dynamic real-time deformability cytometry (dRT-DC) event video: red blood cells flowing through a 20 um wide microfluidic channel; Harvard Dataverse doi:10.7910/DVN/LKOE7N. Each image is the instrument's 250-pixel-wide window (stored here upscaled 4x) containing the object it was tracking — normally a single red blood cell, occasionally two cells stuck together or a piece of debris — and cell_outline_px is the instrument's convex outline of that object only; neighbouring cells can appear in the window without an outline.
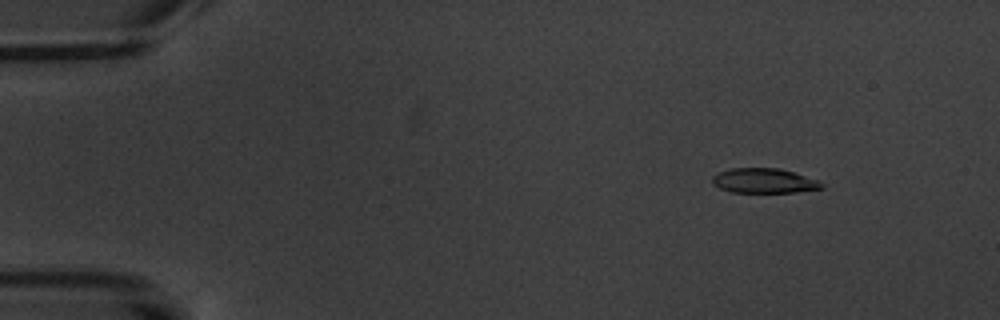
{"species": "common noctule bat (a hibernating species)", "species_latin": "Nyctalus noctula", "temperature_condition": "warm", "stored_images_in_passage": 4, "camera_frame_rate_fps": 3000, "um_per_image_px": 0.085, "animal": {"sex": "male", "body_mass_g": 20.1, "forearm_length_mm": 53.5}, "frame": {"image": 1, "passage_image": 1, "time_ms": 0.0, "image_size_px": [1000, 320], "cell_outline_px": [[824, 188], [796, 192], [732, 192], [720, 188], [712, 184], [712, 176], [720, 172], [732, 168], [780, 168], [820, 180], [824, 184]], "centroid_in_image_um": [64.98, 15.36], "position_along_channel_um": 20.0, "area_um2": 15.84}}
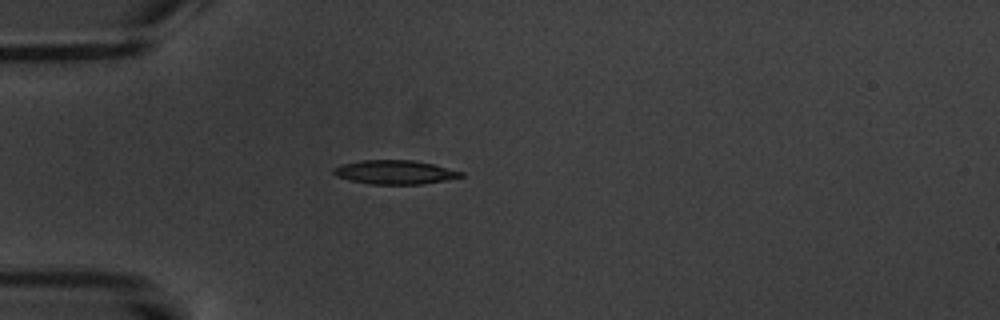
{"frame": {"image": 2, "passage_image": 4, "time_ms": 3.333, "image_size_px": [1000, 320], "cell_outline_px": [[464, 176], [444, 180], [420, 184], [372, 184], [352, 180], [336, 176], [332, 172], [332, 168], [340, 164], [360, 160], [412, 160], [432, 164], [464, 172]], "centroid_in_image_um": [33.52, 14.62], "position_along_channel_um": 51.5, "area_um2": 17.63}}